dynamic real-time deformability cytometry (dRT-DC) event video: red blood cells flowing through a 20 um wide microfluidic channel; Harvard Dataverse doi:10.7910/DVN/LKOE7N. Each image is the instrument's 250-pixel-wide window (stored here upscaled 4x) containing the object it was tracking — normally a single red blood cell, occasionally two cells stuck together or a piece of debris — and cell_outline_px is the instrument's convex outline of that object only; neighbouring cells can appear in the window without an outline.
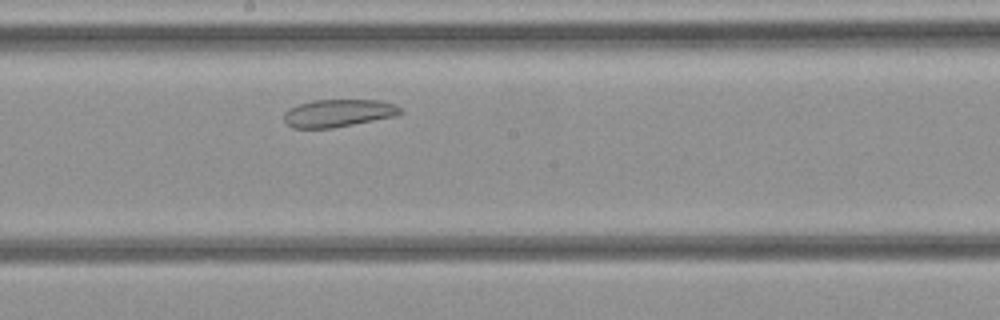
{"species": "common noctule bat (a hibernating species)", "species_latin": "Nyctalus noctula", "temperature_condition": "cold", "stored_images_in_passage": 27, "camera_frame_rate_fps": 3000, "um_per_image_px": 0.085, "animal": {"sex": "female", "body_mass_g": 21.9}, "frame": {"image": 1, "passage_image": 12, "time_ms": 3.667, "image_size_px": [1000, 320], "cell_outline_px": [[404, 112], [396, 116], [332, 128], [292, 128], [284, 120], [284, 112], [288, 108], [296, 104], [312, 100], [380, 100], [392, 104], [400, 108]], "centroid_in_image_um": [28.72, 9.61], "position_along_channel_um": 219.5, "area_um2": 18.79}}
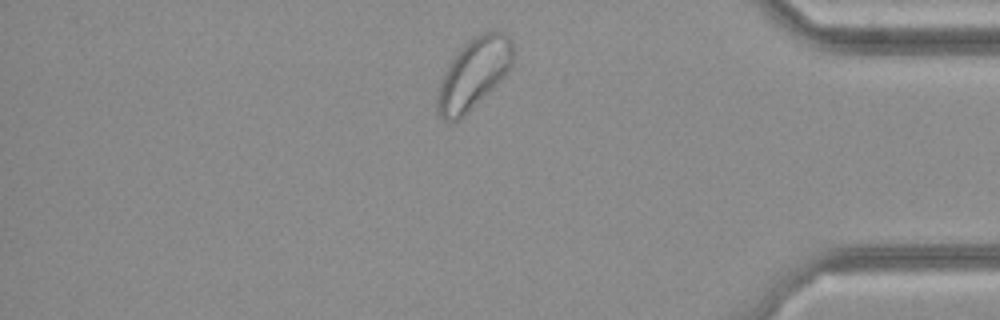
{"frame": {"image": 2, "passage_image": 23, "time_ms": 7.333, "image_size_px": [1000, 320], "cell_outline_px": [[512, 64], [500, 80], [488, 92], [456, 120], [444, 120], [436, 112], [436, 88], [448, 64], [456, 52], [472, 36], [492, 28], [504, 32], [512, 40]], "centroid_in_image_um": [40.22, 6.18], "position_along_channel_um": 395.0, "area_um2": 30.98}}